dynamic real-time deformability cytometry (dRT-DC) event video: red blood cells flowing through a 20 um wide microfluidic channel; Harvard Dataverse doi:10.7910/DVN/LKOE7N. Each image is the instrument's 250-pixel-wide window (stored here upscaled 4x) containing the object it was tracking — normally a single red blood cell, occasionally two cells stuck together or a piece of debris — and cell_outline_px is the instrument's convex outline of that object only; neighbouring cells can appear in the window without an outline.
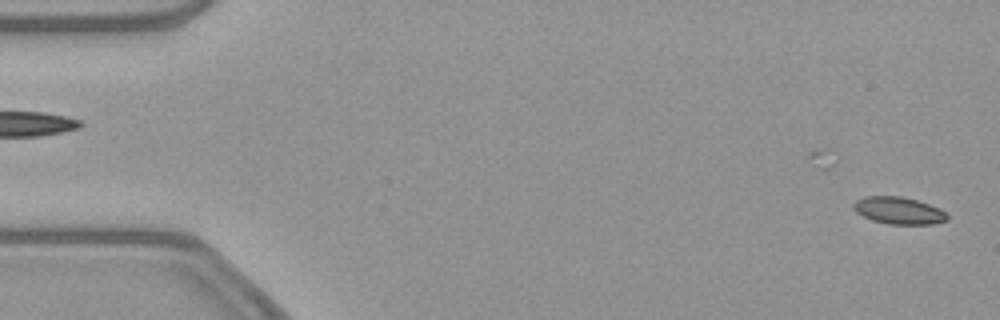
{"species": "common noctule bat (a hibernating species)", "species_latin": "Nyctalus noctula", "temperature_condition": "warm", "stored_images_in_passage": 29, "camera_frame_rate_fps": 3000, "um_per_image_px": 0.085, "animal": {"sex": "female", "body_mass_g": 21.9}, "frame": {"image": 1, "passage_image": 1, "time_ms": 0.0, "image_size_px": [1000, 320], "cell_outline_px": [[948, 220], [932, 224], [888, 224], [872, 220], [856, 212], [852, 208], [852, 204], [856, 200], [864, 196], [900, 196], [916, 200], [940, 208], [948, 216]], "centroid_in_image_um": [76.36, 17.89], "position_along_channel_um": 8.6, "area_um2": 14.8}}
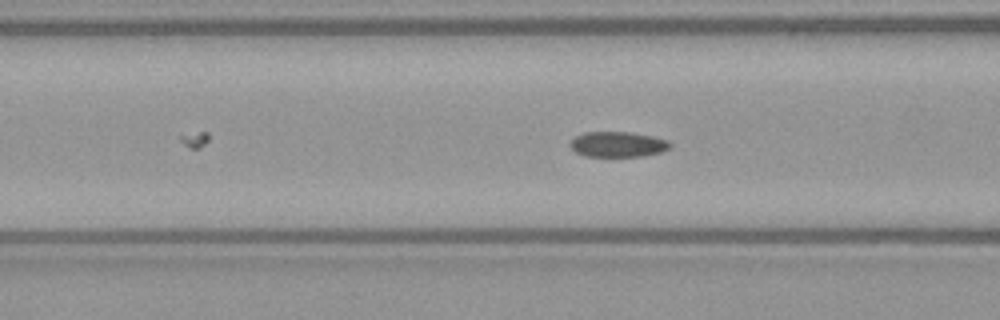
{"frame": {"image": 2, "passage_image": 20, "time_ms": 6.333, "image_size_px": [1000, 320], "cell_outline_px": [[672, 148], [660, 152], [644, 156], [584, 156], [576, 152], [568, 144], [576, 136], [584, 132], [628, 132], [652, 136], [668, 140], [672, 144]], "centroid_in_image_um": [52.53, 12.27], "position_along_channel_um": 114.1, "area_um2": 14.8}}
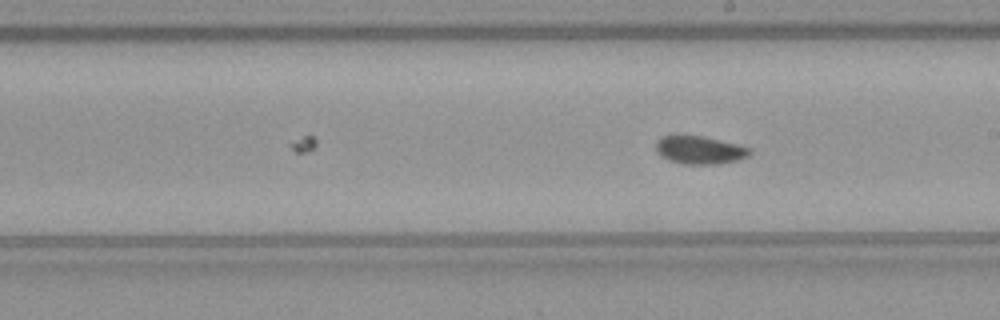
{"frame": {"image": 3, "passage_image": 29, "time_ms": 9.333, "image_size_px": [1000, 320], "cell_outline_px": [[752, 152], [748, 156], [736, 160], [716, 164], [684, 164], [660, 156], [656, 152], [656, 140], [660, 136], [704, 136], [740, 144], [752, 148]], "centroid_in_image_um": [59.5, 12.74], "position_along_channel_um": 229.5, "area_um2": 15.37}}